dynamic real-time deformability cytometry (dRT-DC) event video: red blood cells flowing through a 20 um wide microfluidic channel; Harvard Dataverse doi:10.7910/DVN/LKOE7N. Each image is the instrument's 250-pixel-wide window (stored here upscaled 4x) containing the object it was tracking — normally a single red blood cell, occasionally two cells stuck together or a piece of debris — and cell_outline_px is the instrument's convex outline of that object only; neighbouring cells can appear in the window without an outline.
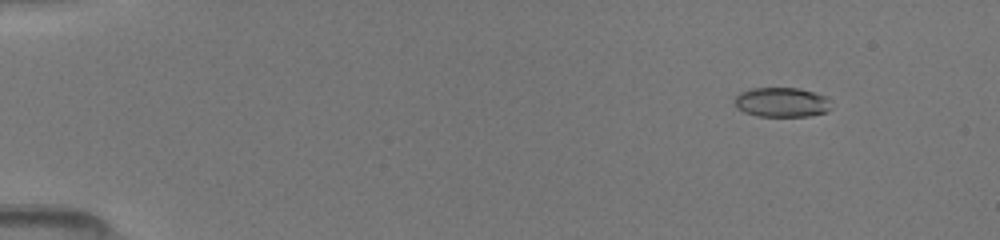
{"species": "common noctule bat (a hibernating species)", "species_latin": "Nyctalus noctula", "temperature_condition": "room temperature", "stored_images_in_passage": 44, "camera_frame_rate_fps": 3000, "um_per_image_px": 0.085, "animal": {"sex": "female", "body_mass_g": 19.5, "forearm_length_mm": 54.1}, "frame": {"image": 1, "passage_image": 7, "time_ms": 1.667, "image_size_px": [1000, 240], "cell_outline_px": [[832, 108], [828, 112], [808, 116], [756, 116], [744, 112], [736, 108], [736, 96], [740, 92], [752, 88], [800, 88], [828, 96]], "centroid_in_image_um": [66.49, 8.69], "position_along_channel_um": 18.5, "area_um2": 16.88}}
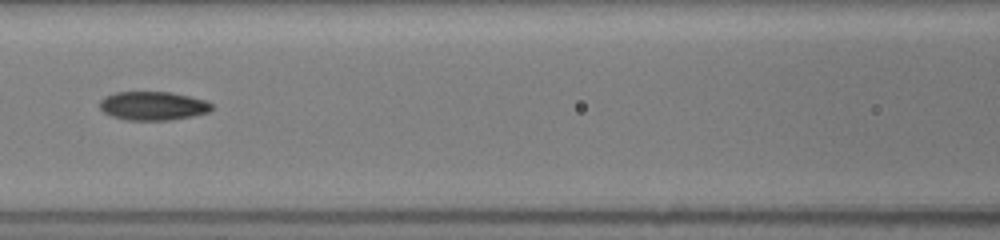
{"frame": {"image": 2, "passage_image": 22, "time_ms": 7.667, "image_size_px": [1000, 240], "cell_outline_px": [[212, 108], [208, 112], [192, 116], [168, 120], [128, 120], [112, 116], [104, 112], [100, 108], [100, 100], [104, 96], [116, 92], [172, 92], [204, 100], [212, 104]], "centroid_in_image_um": [12.98, 8.99], "position_along_channel_um": 153.6, "area_um2": 18.61}}
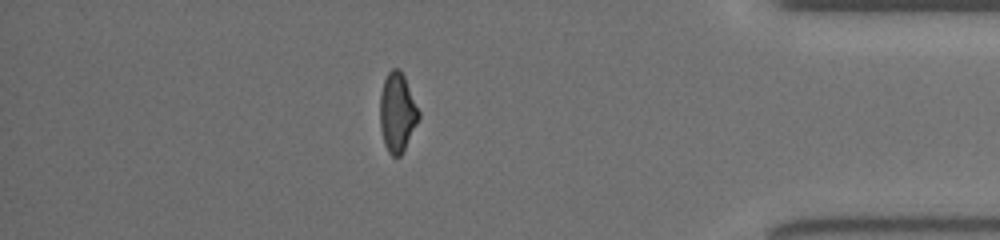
{"frame": {"image": 3, "passage_image": 39, "time_ms": 14.333, "image_size_px": [1000, 240], "cell_outline_px": [[420, 116], [400, 156], [392, 156], [388, 152], [384, 144], [380, 128], [380, 92], [384, 80], [388, 72], [392, 68], [396, 68], [404, 76], [420, 112]], "centroid_in_image_um": [33.75, 9.55], "position_along_channel_um": 401.5, "area_um2": 17.63}}